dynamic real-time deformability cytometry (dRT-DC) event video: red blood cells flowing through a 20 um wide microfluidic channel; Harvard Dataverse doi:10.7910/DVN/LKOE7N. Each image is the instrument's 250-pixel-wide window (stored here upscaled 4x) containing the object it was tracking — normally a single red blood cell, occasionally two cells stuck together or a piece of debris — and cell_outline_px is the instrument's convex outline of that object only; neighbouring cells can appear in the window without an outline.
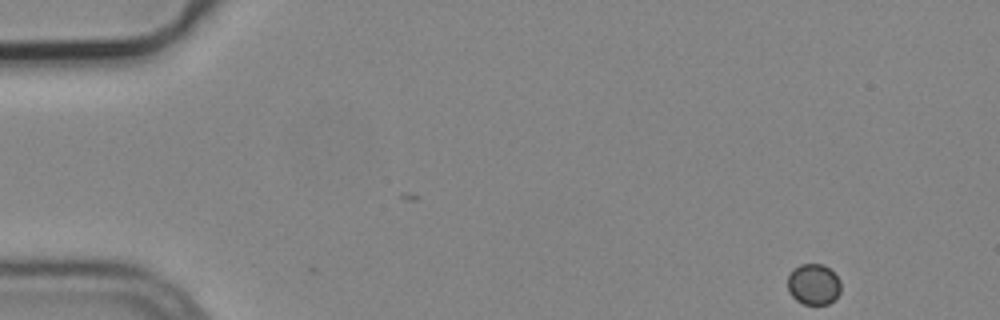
{"species": "common noctule bat (a hibernating species)", "species_latin": "Nyctalus noctula", "temperature_condition": "cold", "stored_images_in_passage": 6, "camera_frame_rate_fps": 3000, "um_per_image_px": 0.085, "animal": {"sex": "male", "body_mass_g": 19.2, "forearm_length_mm": 51.8}, "frame": {"image": 1, "passage_image": 1, "time_ms": 0.0, "image_size_px": [1000, 320], "cell_outline_px": [[840, 292], [828, 304], [804, 304], [796, 300], [788, 292], [788, 276], [800, 264], [824, 264], [840, 280]], "centroid_in_image_um": [69.14, 24.17], "position_along_channel_um": 15.9, "area_um2": 12.48}}
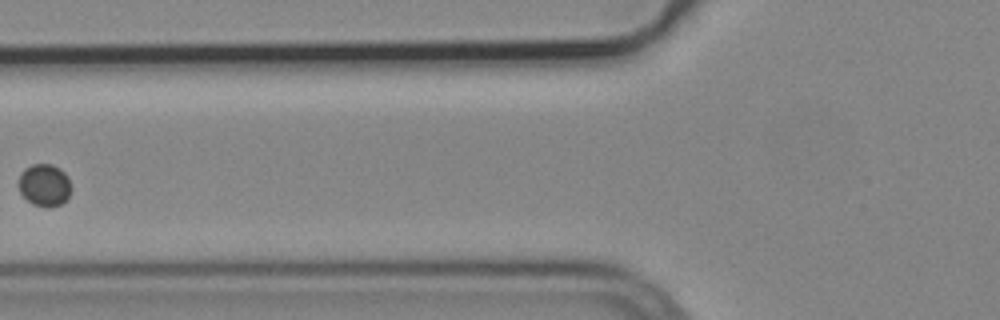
{"frame": {"image": 2, "passage_image": 5, "time_ms": 1.333, "image_size_px": [1000, 320], "cell_outline_px": [[72, 188], [68, 196], [60, 204], [48, 208], [32, 204], [20, 192], [20, 172], [24, 168], [32, 164], [52, 164], [60, 168], [68, 176]], "centroid_in_image_um": [3.8, 15.72], "position_along_channel_um": 122.0, "area_um2": 12.95}}
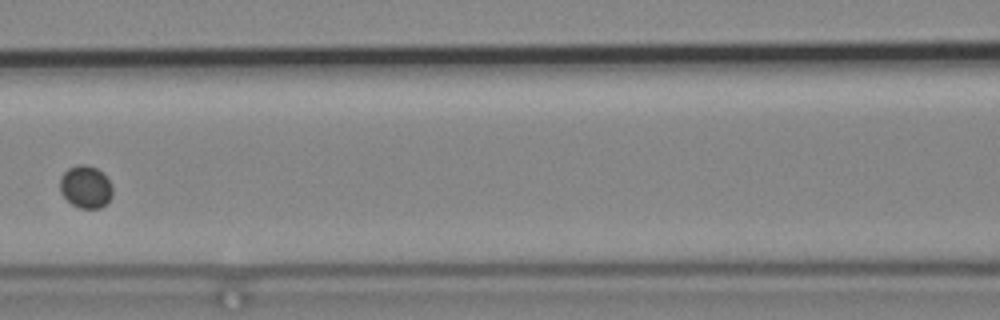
{"frame": {"image": 3, "passage_image": 6, "time_ms": 1.667, "image_size_px": [1000, 320], "cell_outline_px": [[112, 196], [108, 204], [100, 208], [80, 208], [72, 204], [60, 192], [60, 176], [68, 168], [76, 164], [84, 164], [96, 168], [112, 184]], "centroid_in_image_um": [7.28, 15.89], "position_along_channel_um": 159.3, "area_um2": 13.06}}